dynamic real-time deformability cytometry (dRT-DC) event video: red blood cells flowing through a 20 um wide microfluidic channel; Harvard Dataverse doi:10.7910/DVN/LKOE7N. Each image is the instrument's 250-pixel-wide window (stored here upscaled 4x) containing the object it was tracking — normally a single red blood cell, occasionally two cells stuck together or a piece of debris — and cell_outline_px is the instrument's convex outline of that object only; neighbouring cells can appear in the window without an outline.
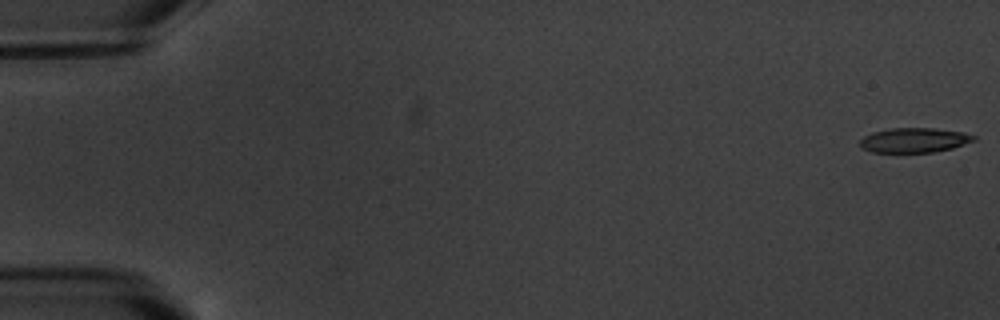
{"species": "common noctule bat (a hibernating species)", "species_latin": "Nyctalus noctula", "temperature_condition": "warm", "stored_images_in_passage": 6, "camera_frame_rate_fps": 3000, "um_per_image_px": 0.085, "animal": {"sex": "male", "body_mass_g": 20.1, "forearm_length_mm": 53.5}, "frame": {"image": 1, "passage_image": 1, "time_ms": 0.0, "image_size_px": [1000, 320], "cell_outline_px": [[976, 140], [952, 148], [932, 152], [872, 152], [860, 148], [860, 140], [864, 136], [872, 132], [888, 128], [936, 128], [964, 132], [976, 136]], "centroid_in_image_um": [77.7, 11.9], "position_along_channel_um": 7.3, "area_um2": 16.47}}
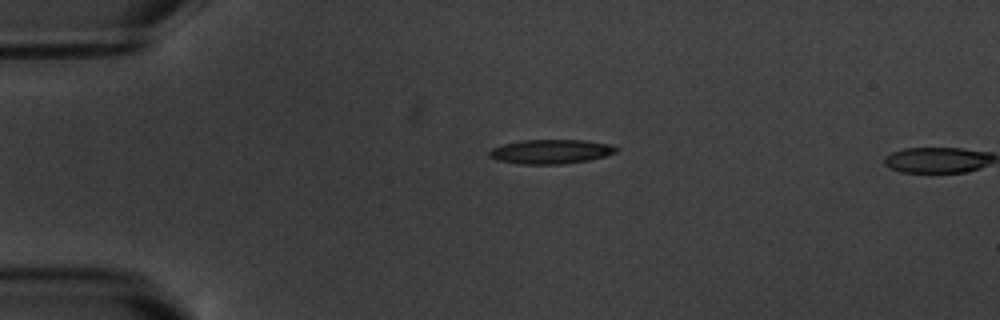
{"frame": {"image": 2, "passage_image": 5, "time_ms": 4.333, "image_size_px": [1000, 320], "cell_outline_px": [[620, 148], [616, 152], [604, 156], [588, 160], [560, 164], [516, 164], [496, 160], [488, 156], [488, 152], [492, 148], [504, 144], [520, 140], [588, 140], [608, 144]], "centroid_in_image_um": [46.78, 12.88], "position_along_channel_um": 38.2, "area_um2": 18.03}}